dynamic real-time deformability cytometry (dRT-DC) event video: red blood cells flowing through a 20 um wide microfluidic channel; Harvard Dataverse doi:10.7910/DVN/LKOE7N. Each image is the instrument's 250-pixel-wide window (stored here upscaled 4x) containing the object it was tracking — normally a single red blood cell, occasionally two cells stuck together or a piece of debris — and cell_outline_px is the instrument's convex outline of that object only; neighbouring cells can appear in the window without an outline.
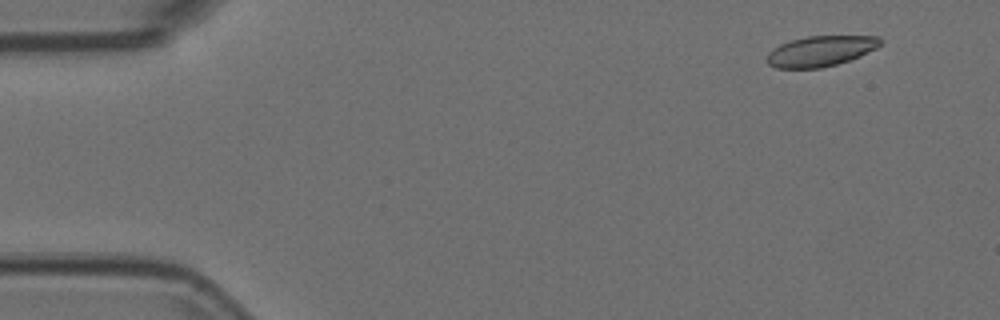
{"species": "Egyptian fruit bat (a non-hibernating species)", "species_latin": "Rousettus aegyptiacus", "temperature_condition": "room temperature", "stored_images_in_passage": 7, "camera_frame_rate_fps": 3000, "um_per_image_px": 0.085, "animal": {"sex": "female"}, "frame": {"image": 1, "passage_image": 2, "time_ms": 0.333, "image_size_px": [1000, 320], "cell_outline_px": [[884, 40], [876, 48], [860, 56], [836, 64], [820, 68], [776, 68], [768, 64], [764, 60], [768, 52], [772, 48], [780, 44], [792, 40], [808, 36], [880, 36]], "centroid_in_image_um": [69.72, 4.34], "position_along_channel_um": 15.3, "area_um2": 20.23}}
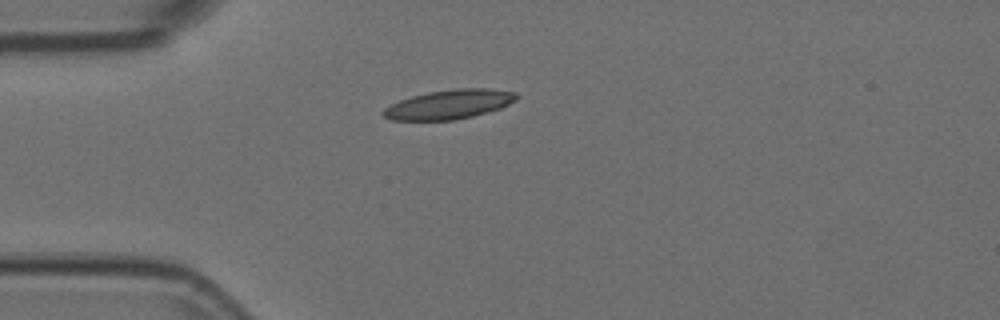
{"frame": {"image": 2, "passage_image": 5, "time_ms": 1.333, "image_size_px": [1000, 320], "cell_outline_px": [[520, 96], [516, 100], [500, 108], [488, 112], [472, 116], [452, 120], [392, 120], [384, 116], [380, 112], [384, 108], [400, 100], [412, 96], [428, 92], [456, 88], [488, 88], [516, 92]], "centroid_in_image_um": [38.19, 8.86], "position_along_channel_um": 46.8, "area_um2": 22.72}}